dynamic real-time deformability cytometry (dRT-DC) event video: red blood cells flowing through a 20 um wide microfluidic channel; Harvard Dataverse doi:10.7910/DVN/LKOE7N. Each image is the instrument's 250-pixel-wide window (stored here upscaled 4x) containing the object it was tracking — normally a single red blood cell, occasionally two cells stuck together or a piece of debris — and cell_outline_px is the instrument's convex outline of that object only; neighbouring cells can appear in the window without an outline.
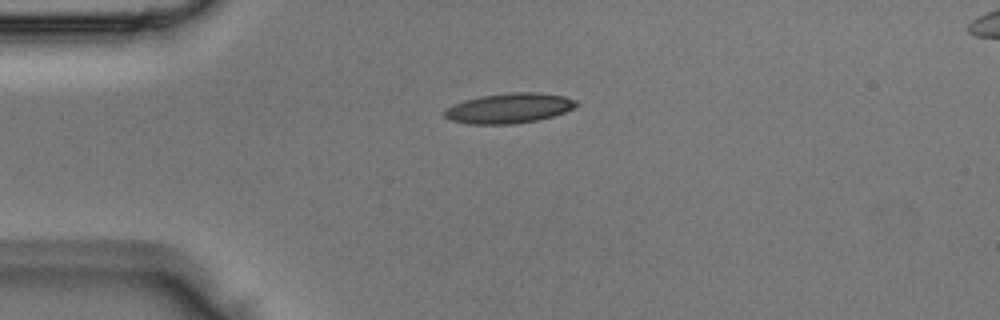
{"species": "Egyptian fruit bat (a non-hibernating species)", "species_latin": "Rousettus aegyptiacus", "temperature_condition": "room temperature", "stored_images_in_passage": 1, "camera_frame_rate_fps": 3000, "um_per_image_px": 0.085, "animal": {"sex": "male"}, "frame": {"image": 1, "passage_image": 1, "time_ms": 0.0, "image_size_px": [1000, 320], "cell_outline_px": [[580, 104], [564, 112], [552, 116], [536, 120], [512, 124], [468, 124], [452, 120], [444, 116], [444, 112], [452, 104], [464, 100], [480, 96], [512, 92], [540, 92], [564, 96], [576, 100]], "centroid_in_image_um": [43.28, 9.19], "position_along_channel_um": 41.7, "area_um2": 23.0}}